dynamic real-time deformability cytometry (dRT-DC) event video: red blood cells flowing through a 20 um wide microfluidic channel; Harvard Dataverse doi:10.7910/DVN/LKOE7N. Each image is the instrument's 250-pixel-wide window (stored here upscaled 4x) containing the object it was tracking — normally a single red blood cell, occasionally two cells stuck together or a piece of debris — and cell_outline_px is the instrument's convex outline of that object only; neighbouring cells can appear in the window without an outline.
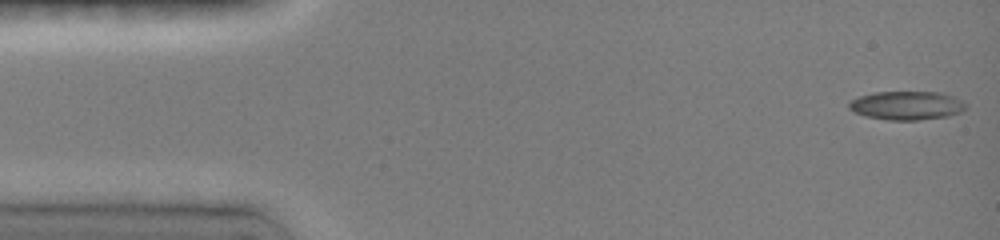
{"species": "common noctule bat (a hibernating species)", "species_latin": "Nyctalus noctula", "temperature_condition": "room temperature", "stored_images_in_passage": 8, "camera_frame_rate_fps": 3000, "um_per_image_px": 0.085, "animal": {"sex": "female", "body_mass_g": 19.0, "forearm_length_mm": 51.5}, "frame": {"image": 1, "passage_image": 1, "time_ms": 0.0, "image_size_px": [1000, 240], "cell_outline_px": [[968, 104], [960, 112], [948, 116], [916, 120], [888, 120], [864, 116], [848, 108], [848, 104], [852, 100], [860, 96], [872, 92], [940, 92], [952, 96]], "centroid_in_image_um": [77.05, 8.96], "position_along_channel_um": 7.9, "area_um2": 19.42}}
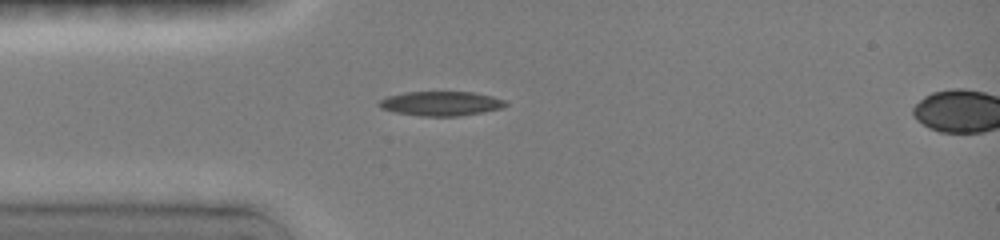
{"frame": {"image": 2, "passage_image": 6, "time_ms": 3.667, "image_size_px": [1000, 240], "cell_outline_px": [[508, 104], [504, 108], [484, 112], [460, 116], [420, 116], [396, 112], [380, 108], [376, 104], [380, 100], [388, 96], [404, 92], [472, 92], [492, 96], [504, 100]], "centroid_in_image_um": [37.49, 8.8], "position_along_channel_um": 47.5, "area_um2": 18.09}}